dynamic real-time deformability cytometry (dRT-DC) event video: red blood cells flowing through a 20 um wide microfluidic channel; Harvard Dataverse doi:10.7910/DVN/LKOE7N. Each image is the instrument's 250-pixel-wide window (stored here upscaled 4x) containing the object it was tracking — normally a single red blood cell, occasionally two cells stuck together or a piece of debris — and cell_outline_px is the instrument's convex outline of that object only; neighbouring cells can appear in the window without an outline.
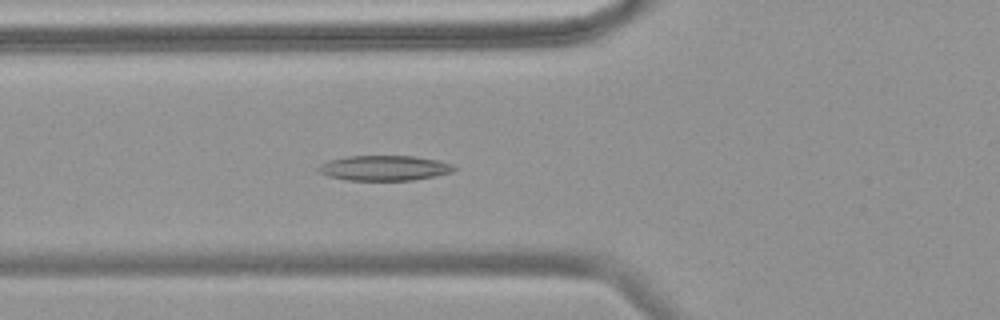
{"species": "common noctule bat (a hibernating species)", "species_latin": "Nyctalus noctula", "temperature_condition": "warm", "stored_images_in_passage": 54, "camera_frame_rate_fps": 3000, "um_per_image_px": 0.085, "animal": {"sex": "female", "body_mass_g": 18.4}, "frame": {"image": 1, "passage_image": 18, "time_ms": 5.667, "image_size_px": [1000, 320], "cell_outline_px": [[456, 168], [452, 172], [412, 180], [348, 180], [328, 176], [320, 172], [316, 168], [320, 164], [328, 160], [348, 156], [416, 156], [436, 160], [452, 164]], "centroid_in_image_um": [32.63, 14.27], "position_along_channel_um": 93.2, "area_um2": 19.71}}
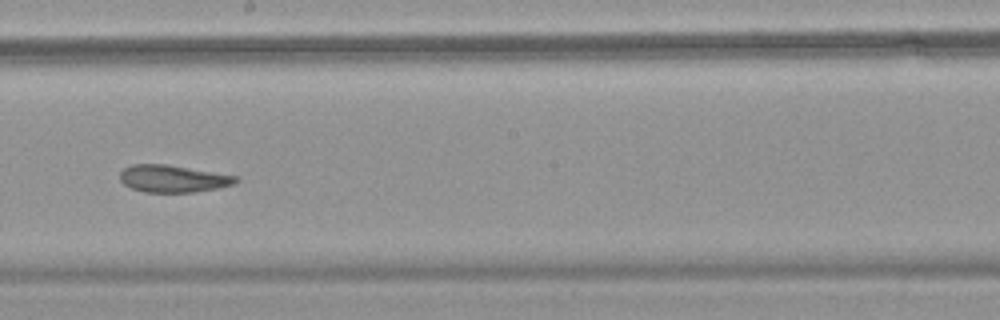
{"frame": {"image": 2, "passage_image": 30, "time_ms": 9.667, "image_size_px": [1000, 320], "cell_outline_px": [[240, 180], [232, 184], [220, 188], [196, 192], [144, 192], [132, 188], [124, 184], [120, 180], [120, 172], [124, 168], [132, 164], [168, 164], [236, 176]], "centroid_in_image_um": [14.7, 15.18], "position_along_channel_um": 233.5, "area_um2": 18.38}}
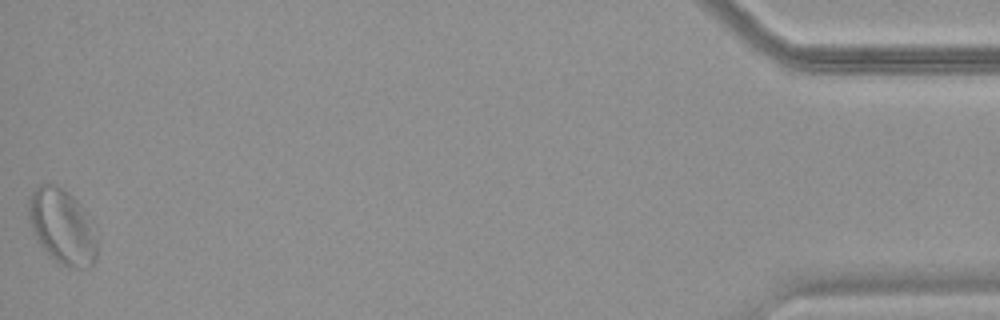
{"frame": {"image": 3, "passage_image": 54, "time_ms": 17.667, "image_size_px": [1000, 320], "cell_outline_px": [[100, 236], [96, 260], [92, 264], [84, 268], [68, 268], [56, 260], [40, 244], [36, 236], [28, 216], [28, 204], [32, 192], [40, 184], [56, 184], [72, 196], [80, 204]], "centroid_in_image_um": [5.35, 19.27], "position_along_channel_um": 429.8, "area_um2": 29.94}, "authors_computed_cell_mechanics": {"area_um2": 21.1548, "velocity_mm_per_s": 3.5199, "shape_relaxation_time_tau1_ms": 10.7784, "shape_relaxation_time_tau2_ms": 3.3259, "deformation_change_tau1": 0.1863, "deformation_change_tau2": 0.1061}}